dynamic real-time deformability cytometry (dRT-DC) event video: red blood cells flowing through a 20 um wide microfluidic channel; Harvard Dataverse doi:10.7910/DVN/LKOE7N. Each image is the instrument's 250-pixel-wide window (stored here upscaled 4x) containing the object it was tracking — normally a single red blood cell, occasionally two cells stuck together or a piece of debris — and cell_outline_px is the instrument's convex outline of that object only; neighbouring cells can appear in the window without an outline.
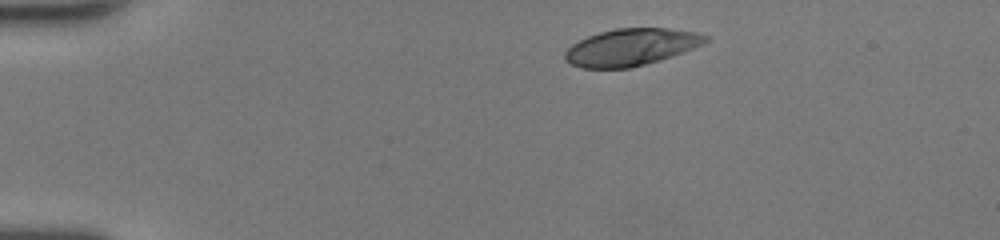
{"species": "human", "species_latin": "Homo sapiens", "temperature_condition": "room temperature", "stored_images_in_passage": 40, "camera_frame_rate_fps": 3000, "um_per_image_px": 0.085, "donor": {"sex": "female"}, "frame": {"image": 1, "passage_image": 1, "time_ms": 0.0, "image_size_px": [1000, 240], "cell_outline_px": [[708, 40], [704, 44], [672, 56], [660, 60], [632, 68], [580, 68], [564, 60], [564, 52], [572, 44], [588, 36], [600, 32], [616, 28], [668, 28], [696, 32], [708, 36]], "centroid_in_image_um": [53.63, 4.01], "position_along_channel_um": 31.4, "area_um2": 30.35}}
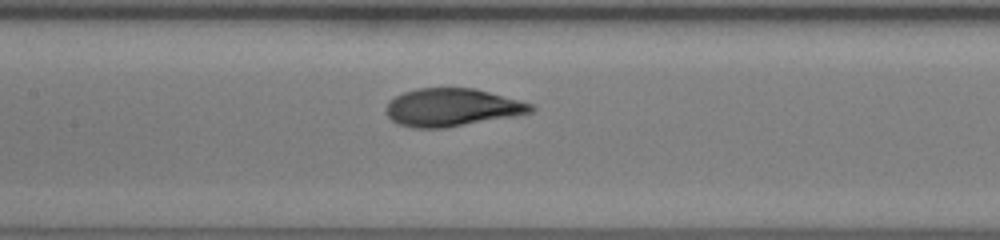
{"frame": {"image": 2, "passage_image": 16, "time_ms": 5.0, "image_size_px": [1000, 240], "cell_outline_px": [[536, 108], [532, 112], [512, 116], [444, 128], [412, 128], [396, 124], [388, 116], [384, 108], [388, 100], [404, 92], [416, 88], [472, 88], [520, 100], [532, 104]], "centroid_in_image_um": [38.36, 9.13], "position_along_channel_um": 169.0, "area_um2": 31.91}}
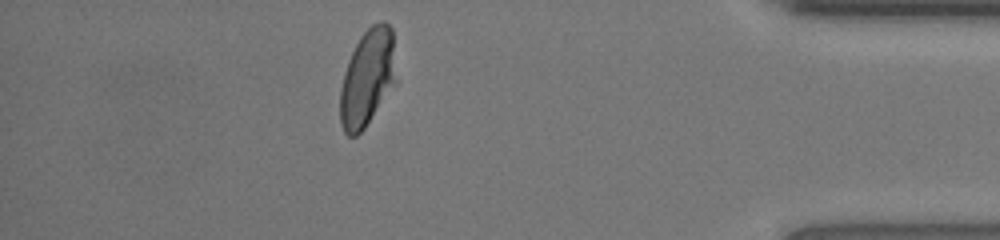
{"frame": {"image": 3, "passage_image": 35, "time_ms": 11.333, "image_size_px": [1000, 240], "cell_outline_px": [[400, 80], [364, 128], [356, 136], [348, 136], [344, 132], [340, 124], [340, 88], [344, 72], [348, 60], [360, 36], [372, 24], [380, 20], [384, 20], [392, 28]], "centroid_in_image_um": [31.3, 6.59], "position_along_channel_um": 403.9, "area_um2": 32.77}, "authors_computed_cell_mechanics": {"area_um2": 32.079, "velocity_mm_per_s": 4.2881, "shape_relaxation_time_tau1_ms": 2.7779, "shape_relaxation_time_tau2_ms": null, "deformation_change_tau1": 0.1734, "deformation_change_tau2": null}}